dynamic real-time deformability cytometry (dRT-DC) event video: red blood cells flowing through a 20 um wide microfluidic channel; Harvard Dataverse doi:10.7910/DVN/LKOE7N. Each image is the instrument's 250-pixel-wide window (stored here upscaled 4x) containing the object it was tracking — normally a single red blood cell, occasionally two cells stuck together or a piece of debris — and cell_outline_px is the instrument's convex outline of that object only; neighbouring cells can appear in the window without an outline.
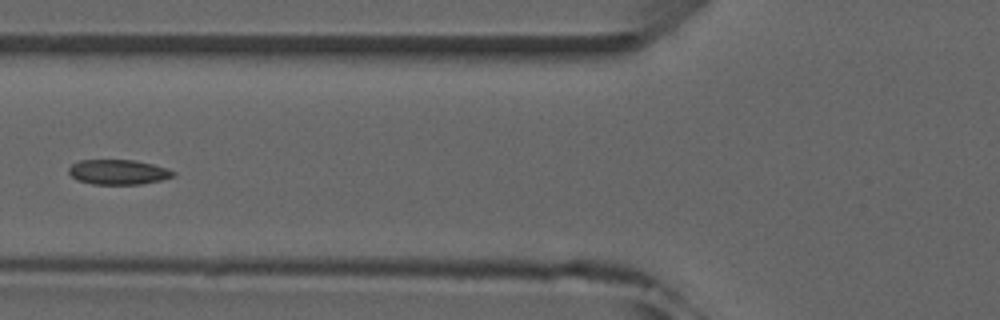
{"species": "common noctule bat (a hibernating species)", "species_latin": "Nyctalus noctula", "temperature_condition": "room temperature", "stored_images_in_passage": 3, "camera_frame_rate_fps": 3000, "um_per_image_px": 0.085, "animal": {"sex": "male", "forearm_length_mm": 52.5}, "frame": {"image": 1, "passage_image": 3, "time_ms": 2.333, "image_size_px": [1000, 320], "cell_outline_px": [[176, 176], [160, 180], [140, 184], [92, 184], [76, 180], [68, 172], [68, 168], [72, 164], [80, 160], [132, 160], [152, 164], [168, 168], [176, 172]], "centroid_in_image_um": [10.05, 14.62], "position_along_channel_um": 115.7, "area_um2": 15.2}}